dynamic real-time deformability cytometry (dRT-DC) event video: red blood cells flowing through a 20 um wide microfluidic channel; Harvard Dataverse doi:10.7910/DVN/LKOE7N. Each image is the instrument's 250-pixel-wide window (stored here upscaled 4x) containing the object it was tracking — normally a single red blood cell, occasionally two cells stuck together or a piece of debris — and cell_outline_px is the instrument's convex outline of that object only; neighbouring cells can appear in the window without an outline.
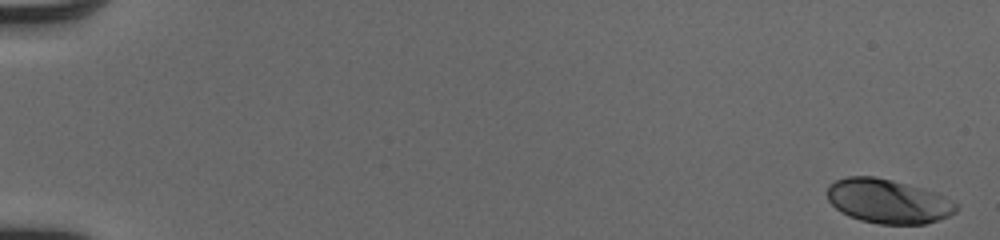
{"species": "human", "species_latin": "Homo sapiens", "temperature_condition": "cold", "stored_images_in_passage": 52, "camera_frame_rate_fps": 3000, "um_per_image_px": 0.085, "donor": {"sex": "male"}, "frame": {"image": 1, "passage_image": 1, "time_ms": 0.0, "image_size_px": [1000, 240], "cell_outline_px": [[956, 212], [940, 220], [924, 224], [880, 224], [860, 220], [848, 216], [840, 212], [828, 200], [828, 184], [836, 180], [848, 176], [876, 176], [892, 180], [936, 192], [952, 200], [956, 204]], "centroid_in_image_um": [75.47, 17.1], "position_along_channel_um": 9.5, "area_um2": 33.29}}
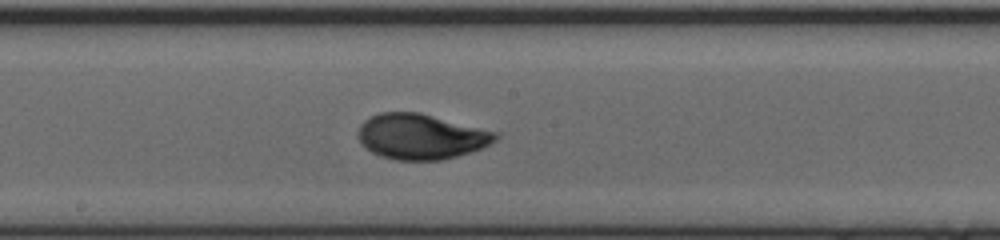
{"frame": {"image": 2, "passage_image": 30, "time_ms": 9.667, "image_size_px": [1000, 240], "cell_outline_px": [[500, 136], [496, 140], [472, 152], [444, 160], [396, 160], [380, 156], [372, 152], [360, 144], [356, 132], [360, 124], [364, 120], [380, 112], [420, 112], [500, 132]], "centroid_in_image_um": [35.78, 11.6], "position_along_channel_um": 212.4, "area_um2": 36.82}}
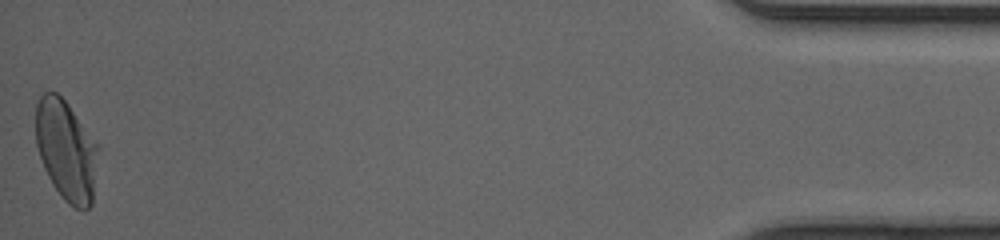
{"frame": {"image": 3, "passage_image": 52, "time_ms": 17.0, "image_size_px": [1000, 240], "cell_outline_px": [[100, 148], [92, 204], [84, 212], [68, 204], [64, 200], [52, 184], [44, 168], [36, 144], [36, 104], [40, 96], [44, 92], [56, 92], [68, 104], [100, 144]], "centroid_in_image_um": [5.67, 12.79], "position_along_channel_um": 429.5, "area_um2": 37.17}, "authors_computed_cell_mechanics": {"area_um2": 34.9979, "velocity_mm_per_s": 4.0854, "shape_relaxation_time_tau1_ms": 3.0359, "shape_relaxation_time_tau2_ms": 0.4962, "deformation_change_tau1": 0.163, "deformation_change_tau2": 0.0394}}